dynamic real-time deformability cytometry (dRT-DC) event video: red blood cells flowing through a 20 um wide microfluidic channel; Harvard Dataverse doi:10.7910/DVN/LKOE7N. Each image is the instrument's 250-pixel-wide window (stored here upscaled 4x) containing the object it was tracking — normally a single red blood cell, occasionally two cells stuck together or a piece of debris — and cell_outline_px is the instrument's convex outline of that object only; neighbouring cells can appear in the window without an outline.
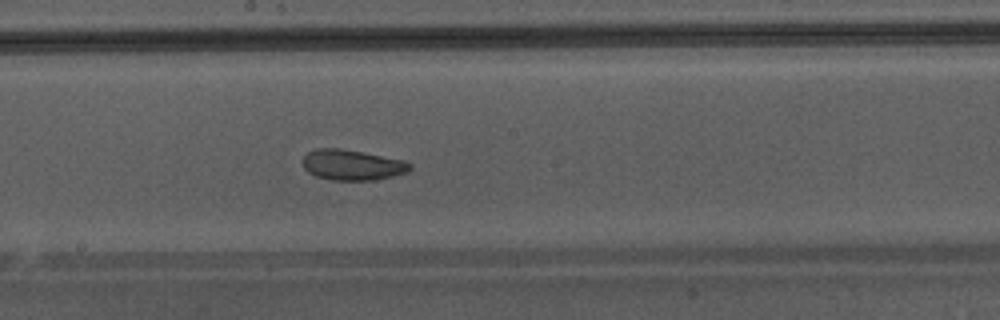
{"species": "Egyptian fruit bat (a non-hibernating species)", "species_latin": "Rousettus aegyptiacus", "temperature_condition": "warm", "stored_images_in_passage": 50, "camera_frame_rate_fps": 3000, "um_per_image_px": 0.085, "animal": {"sex": "male"}, "frame": {"image": 1, "passage_image": 29, "time_ms": 9.333, "image_size_px": [1000, 320], "cell_outline_px": [[412, 168], [408, 172], [376, 180], [332, 180], [316, 176], [308, 172], [304, 168], [300, 160], [308, 152], [316, 148], [340, 148], [364, 152], [404, 160], [412, 164]], "centroid_in_image_um": [29.93, 14.01], "position_along_channel_um": 218.3, "area_um2": 19.31}, "authors_computed_cell_mechanics": {"area_um2": 23.409, "velocity_mm_per_s": 4.3185, "shape_relaxation_time_tau1_ms": 8.0244, "shape_relaxation_time_tau2_ms": 1.7711, "deformation_change_tau1": 0.1404, "deformation_change_tau2": 0.0762}}